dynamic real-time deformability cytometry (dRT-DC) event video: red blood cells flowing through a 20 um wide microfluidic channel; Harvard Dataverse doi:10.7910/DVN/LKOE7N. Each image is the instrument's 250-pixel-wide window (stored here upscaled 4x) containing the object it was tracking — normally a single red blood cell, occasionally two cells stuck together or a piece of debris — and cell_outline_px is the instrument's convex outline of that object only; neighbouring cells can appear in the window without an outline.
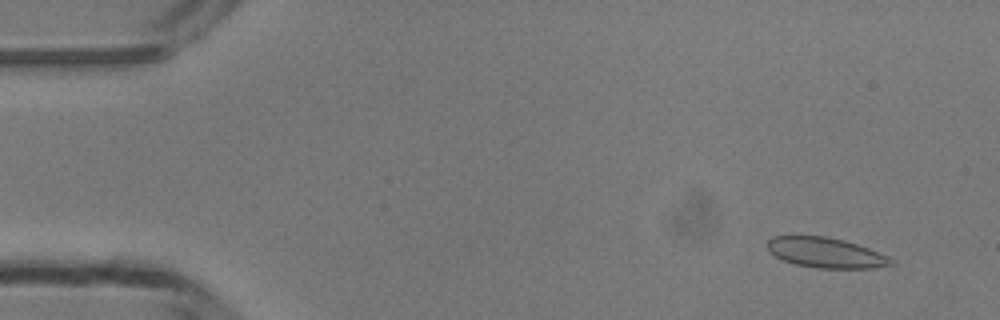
{"species": "common noctule bat (a hibernating species)", "species_latin": "Nyctalus noctula", "temperature_condition": "room temperature", "stored_images_in_passage": 49, "camera_frame_rate_fps": 3000, "um_per_image_px": 0.085, "animal": {"sex": "male", "body_mass_g": 13.3}, "frame": {"image": 1, "passage_image": 4, "time_ms": 1.0, "image_size_px": [1000, 320], "cell_outline_px": [[896, 264], [872, 268], [816, 268], [796, 264], [784, 260], [768, 252], [768, 240], [772, 236], [824, 236], [844, 240], [868, 248], [888, 256], [896, 260]], "centroid_in_image_um": [70.22, 21.48], "position_along_channel_um": 14.8, "area_um2": 21.73}}
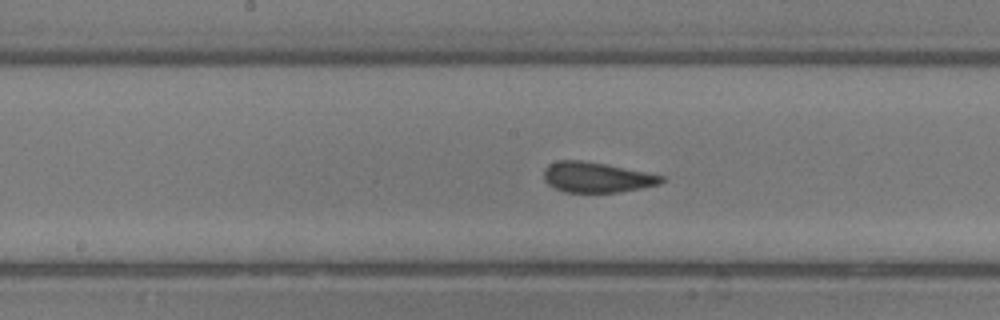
{"frame": {"image": 2, "passage_image": 25, "time_ms": 8.0, "image_size_px": [1000, 320], "cell_outline_px": [[664, 180], [660, 184], [620, 192], [564, 192], [548, 184], [544, 180], [544, 168], [548, 164], [556, 160], [580, 160], [604, 164], [664, 176]], "centroid_in_image_um": [50.67, 15.07], "position_along_channel_um": 197.5, "area_um2": 20.58}}
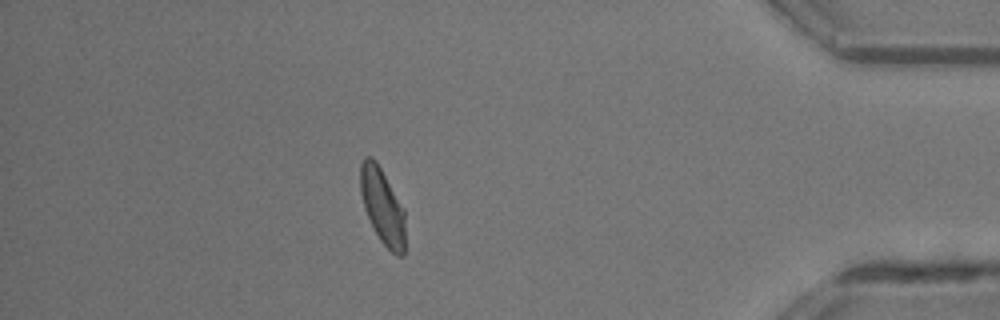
{"frame": {"image": 3, "passage_image": 43, "time_ms": 14.0, "image_size_px": [1000, 320], "cell_outline_px": [[404, 256], [396, 256], [380, 240], [364, 208], [360, 192], [360, 164], [364, 156], [372, 156], [376, 160], [404, 208]], "centroid_in_image_um": [32.5, 17.49], "position_along_channel_um": 402.7, "area_um2": 19.71}, "authors_computed_cell_mechanics": {"area_um2": 20.8658, "velocity_mm_per_s": 4.2032, "shape_relaxation_time_tau1_ms": 10.1102, "shape_relaxation_time_tau2_ms": null, "deformation_change_tau1": 0.1904, "deformation_change_tau2": null}}